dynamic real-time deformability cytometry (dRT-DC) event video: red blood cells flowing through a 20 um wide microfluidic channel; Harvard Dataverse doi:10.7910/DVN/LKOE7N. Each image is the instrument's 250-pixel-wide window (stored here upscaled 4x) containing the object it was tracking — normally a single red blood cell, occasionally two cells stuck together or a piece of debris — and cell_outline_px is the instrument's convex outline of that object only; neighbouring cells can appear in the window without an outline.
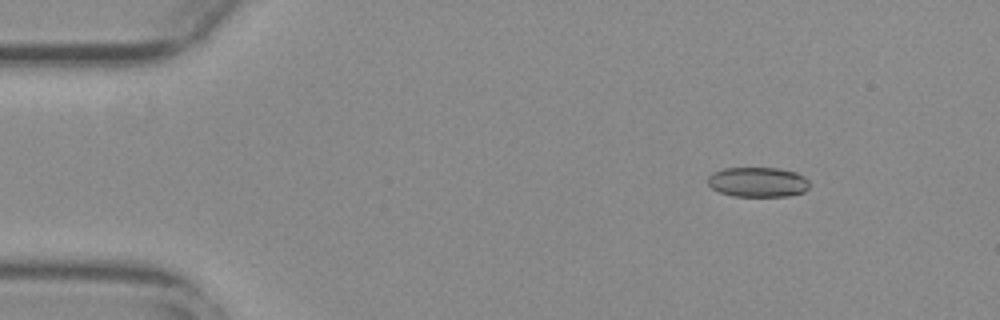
{"species": "common noctule bat (a hibernating species)", "species_latin": "Nyctalus noctula", "temperature_condition": "warm", "stored_images_in_passage": 18, "camera_frame_rate_fps": 3000, "um_per_image_px": 0.085, "animal": {"sex": "female", "body_mass_g": 29.2, "forearm_length_mm": 56.3}, "frame": {"image": 1, "passage_image": 8, "time_ms": 2.333, "image_size_px": [1000, 320], "cell_outline_px": [[808, 188], [804, 192], [788, 196], [732, 196], [720, 192], [712, 188], [708, 184], [708, 176], [712, 172], [724, 168], [780, 168], [796, 172], [804, 176], [808, 180]], "centroid_in_image_um": [64.41, 15.47], "position_along_channel_um": 20.6, "area_um2": 17.8}}
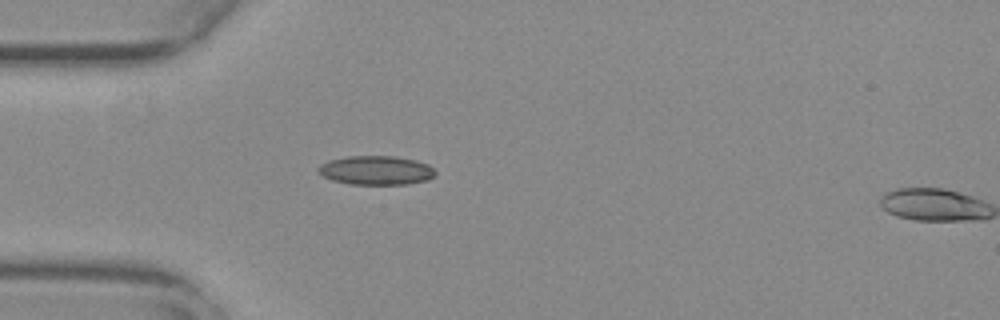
{"frame": {"image": 2, "passage_image": 17, "time_ms": 5.333, "image_size_px": [1000, 320], "cell_outline_px": [[436, 172], [428, 180], [408, 184], [348, 184], [332, 180], [324, 176], [316, 168], [320, 164], [328, 160], [348, 156], [392, 156], [416, 160], [428, 164]], "centroid_in_image_um": [31.95, 14.47], "position_along_channel_um": 53.0, "area_um2": 19.77}}